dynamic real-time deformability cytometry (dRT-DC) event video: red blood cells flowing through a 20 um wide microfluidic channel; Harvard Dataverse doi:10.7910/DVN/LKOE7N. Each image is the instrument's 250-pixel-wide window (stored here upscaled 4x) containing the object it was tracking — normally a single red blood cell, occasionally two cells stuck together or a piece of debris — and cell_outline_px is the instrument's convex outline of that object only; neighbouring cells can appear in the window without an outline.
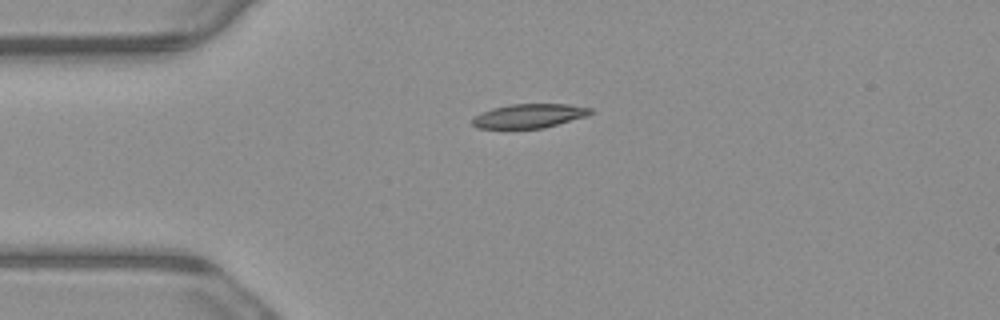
{"species": "common noctule bat (a hibernating species)", "species_latin": "Nyctalus noctula", "temperature_condition": "warm", "stored_images_in_passage": 2, "camera_frame_rate_fps": 3000, "um_per_image_px": 0.085, "animal": {"sex": "male", "body_mass_g": 23.1, "forearm_length_mm": 52.7}, "frame": {"image": 1, "passage_image": 1, "time_ms": 0.0, "image_size_px": [1000, 320], "cell_outline_px": [[592, 112], [588, 116], [544, 128], [476, 128], [472, 124], [472, 120], [476, 116], [492, 108], [508, 104], [568, 104], [592, 108]], "centroid_in_image_um": [45.02, 9.85], "position_along_channel_um": 40.0, "area_um2": 16.53}}
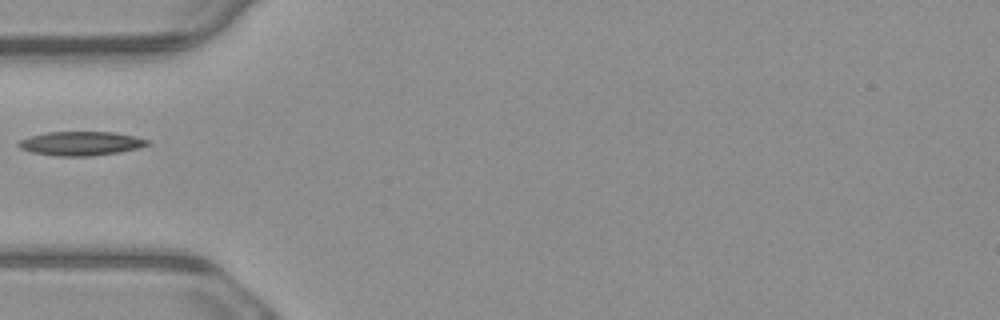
{"frame": {"image": 2, "passage_image": 2, "time_ms": 0.333, "image_size_px": [1000, 320], "cell_outline_px": [[152, 144], [140, 148], [120, 152], [92, 156], [56, 156], [32, 152], [20, 148], [16, 144], [20, 140], [32, 136], [48, 132], [112, 132], [136, 136], [148, 140]], "centroid_in_image_um": [6.93, 12.2], "position_along_channel_um": 78.1, "area_um2": 18.09}}